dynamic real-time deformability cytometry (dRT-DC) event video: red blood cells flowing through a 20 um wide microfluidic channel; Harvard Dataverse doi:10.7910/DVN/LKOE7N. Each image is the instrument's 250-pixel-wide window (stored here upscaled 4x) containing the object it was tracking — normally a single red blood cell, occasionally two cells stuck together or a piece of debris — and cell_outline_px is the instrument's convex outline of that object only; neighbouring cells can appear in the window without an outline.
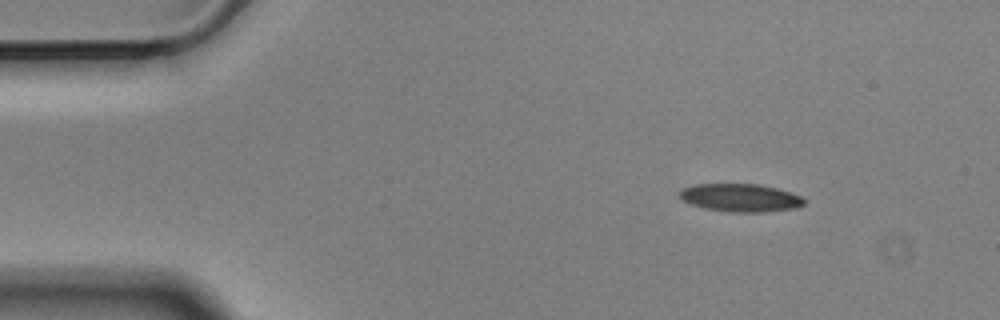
{"species": "Egyptian fruit bat (a non-hibernating species)", "species_latin": "Rousettus aegyptiacus", "temperature_condition": "cold", "stored_images_in_passage": 51, "camera_frame_rate_fps": 3000, "um_per_image_px": 0.085, "animal": {"sex": "male"}, "frame": {"image": 1, "passage_image": 1, "time_ms": 0.0, "image_size_px": [1000, 320], "cell_outline_px": [[804, 204], [796, 208], [764, 212], [732, 212], [704, 208], [692, 204], [684, 200], [680, 196], [680, 188], [692, 184], [760, 184], [776, 188], [800, 196], [804, 200]], "centroid_in_image_um": [62.91, 16.8], "position_along_channel_um": 22.1, "area_um2": 20.17}}
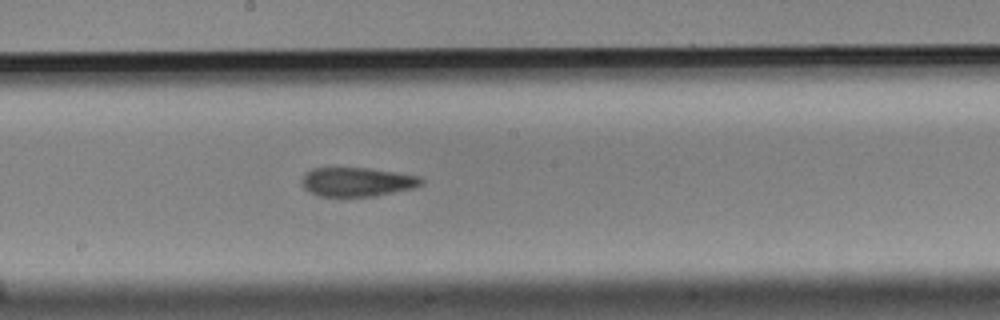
{"frame": {"image": 2, "passage_image": 24, "time_ms": 7.667, "image_size_px": [1000, 320], "cell_outline_px": [[424, 184], [412, 188], [372, 196], [320, 196], [308, 192], [304, 188], [304, 176], [312, 168], [368, 168], [396, 172], [420, 176], [424, 180]], "centroid_in_image_um": [30.39, 15.46], "position_along_channel_um": 217.8, "area_um2": 19.94}}
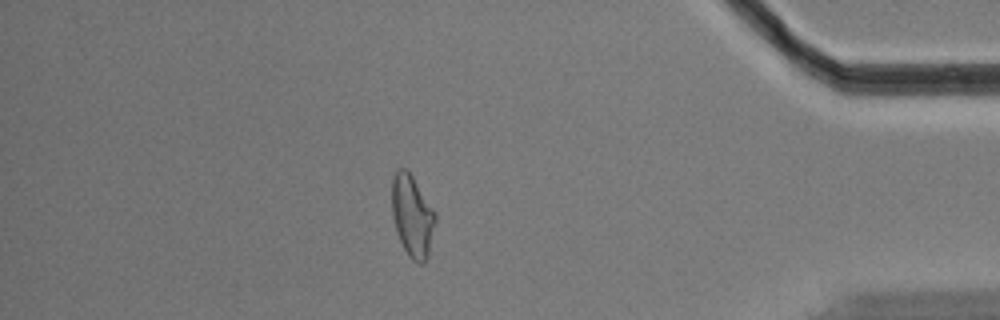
{"frame": {"image": 3, "passage_image": 43, "time_ms": 14.0, "image_size_px": [1000, 320], "cell_outline_px": [[436, 220], [428, 256], [420, 264], [416, 264], [408, 256], [396, 232], [392, 216], [392, 180], [396, 172], [400, 168], [404, 168], [412, 176], [436, 212]], "centroid_in_image_um": [35.05, 18.38], "position_along_channel_um": 400.2, "area_um2": 20.63}, "authors_computed_cell_mechanics": {"area_um2": 20.7502, "velocity_mm_per_s": 3.4993, "shape_relaxation_time_tau1_ms": 4.9107, "shape_relaxation_time_tau2_ms": 3.4826, "deformation_change_tau1": 0.1506, "deformation_change_tau2": 0.1288}}